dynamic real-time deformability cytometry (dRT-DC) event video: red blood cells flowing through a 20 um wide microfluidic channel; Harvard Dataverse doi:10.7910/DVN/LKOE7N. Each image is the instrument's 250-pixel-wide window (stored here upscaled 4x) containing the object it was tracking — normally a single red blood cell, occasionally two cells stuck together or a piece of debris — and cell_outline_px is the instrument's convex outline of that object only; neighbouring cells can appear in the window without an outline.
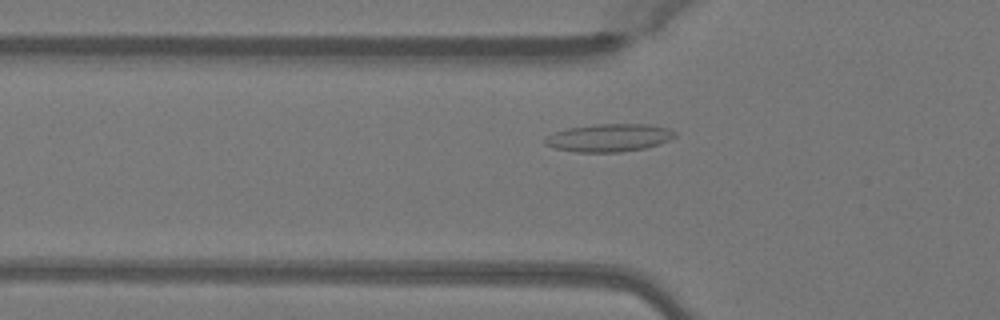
{"species": "Egyptian fruit bat (a non-hibernating species)", "species_latin": "Rousettus aegyptiacus", "temperature_condition": "warm", "stored_images_in_passage": 46, "camera_frame_rate_fps": 3000, "um_per_image_px": 0.085, "animal": {"sex": "female"}, "frame": {"image": 1, "passage_image": 13, "time_ms": 4.0, "image_size_px": [1000, 320], "cell_outline_px": [[676, 136], [668, 140], [644, 148], [620, 152], [576, 152], [556, 148], [544, 144], [544, 140], [548, 136], [556, 132], [568, 128], [596, 124], [648, 124], [668, 128], [676, 132]], "centroid_in_image_um": [51.77, 11.7], "position_along_channel_um": 74.0, "area_um2": 20.81}}
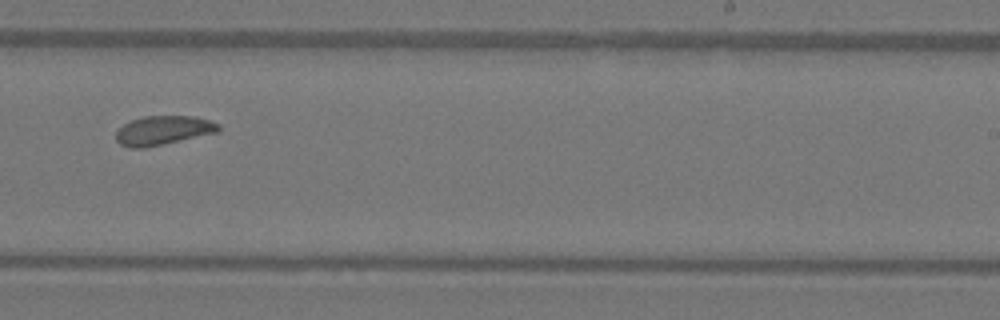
{"frame": {"image": 2, "passage_image": 28, "time_ms": 9.0, "image_size_px": [1000, 320], "cell_outline_px": [[220, 132], [144, 148], [132, 148], [120, 144], [116, 140], [116, 132], [124, 124], [132, 120], [144, 116], [192, 116], [208, 120], [220, 124]], "centroid_in_image_um": [13.89, 11.08], "position_along_channel_um": 275.1, "area_um2": 17.34}}
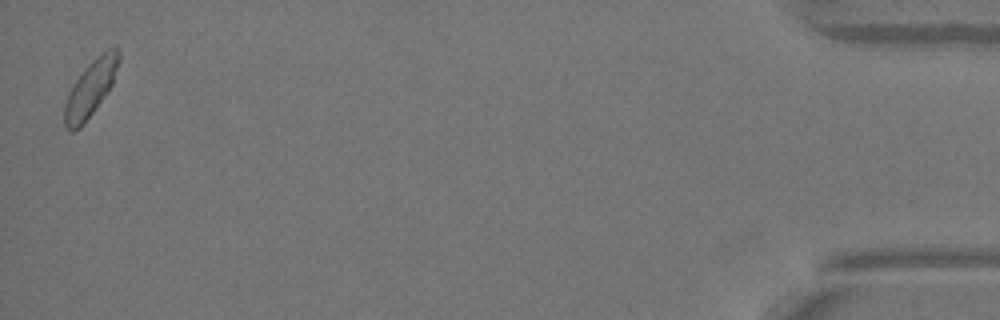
{"frame": {"image": 3, "passage_image": 46, "time_ms": 15.0, "image_size_px": [1000, 320], "cell_outline_px": [[120, 60], [112, 84], [84, 124], [80, 128], [72, 132], [64, 124], [64, 104], [68, 92], [84, 68], [96, 56], [108, 48], [116, 44], [120, 52]], "centroid_in_image_um": [7.7, 7.47], "position_along_channel_um": 427.5, "area_um2": 17.74}, "authors_computed_cell_mechanics": {"area_um2": 17.3978, "velocity_mm_per_s": 4.0233, "shape_relaxation_time_tau1_ms": 6.475, "shape_relaxation_time_tau2_ms": 2.0114, "deformation_change_tau1": 0.1533, "deformation_change_tau2": 0.0674}}